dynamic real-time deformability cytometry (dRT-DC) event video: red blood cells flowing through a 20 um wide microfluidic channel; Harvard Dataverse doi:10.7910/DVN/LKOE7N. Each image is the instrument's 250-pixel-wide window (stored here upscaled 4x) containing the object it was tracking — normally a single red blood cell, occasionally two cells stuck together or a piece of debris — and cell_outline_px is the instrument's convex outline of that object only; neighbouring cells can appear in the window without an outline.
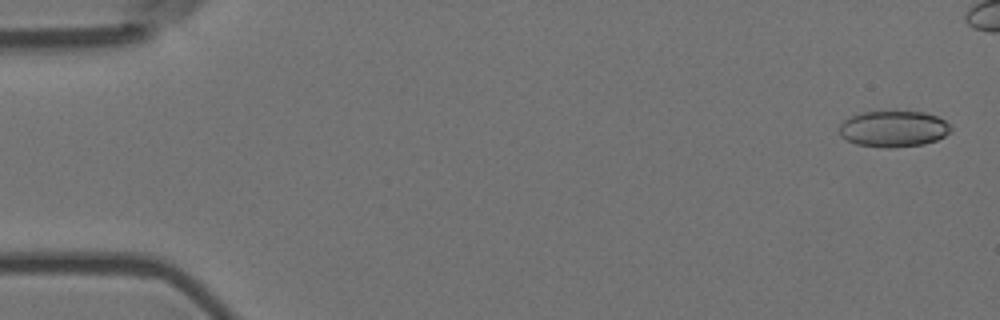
{"species": "Egyptian fruit bat (a non-hibernating species)", "species_latin": "Rousettus aegyptiacus", "temperature_condition": "room temperature", "stored_images_in_passage": 49, "camera_frame_rate_fps": 3000, "um_per_image_px": 0.085, "animal": {"sex": "female"}, "frame": {"image": 1, "passage_image": 2, "time_ms": 0.333, "image_size_px": [1000, 320], "cell_outline_px": [[952, 128], [944, 136], [936, 140], [924, 144], [888, 148], [884, 148], [856, 144], [840, 136], [840, 124], [844, 120], [852, 116], [864, 112], [924, 112], [936, 116], [944, 120]], "centroid_in_image_um": [75.94, 10.96], "position_along_channel_um": 9.1, "area_um2": 23.24}}
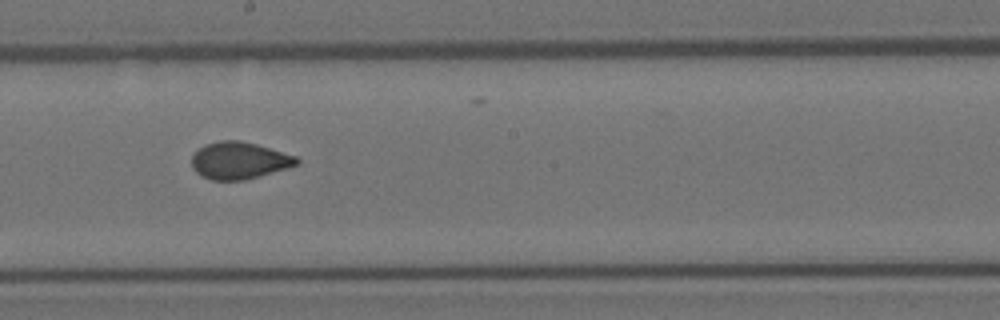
{"frame": {"image": 2, "passage_image": 31, "time_ms": 10.0, "image_size_px": [1000, 320], "cell_outline_px": [[300, 160], [296, 164], [284, 168], [244, 180], [212, 180], [200, 176], [192, 168], [192, 156], [204, 144], [220, 140], [240, 140], [256, 144], [296, 156]], "centroid_in_image_um": [20.27, 13.63], "position_along_channel_um": 227.9, "area_um2": 22.37}}
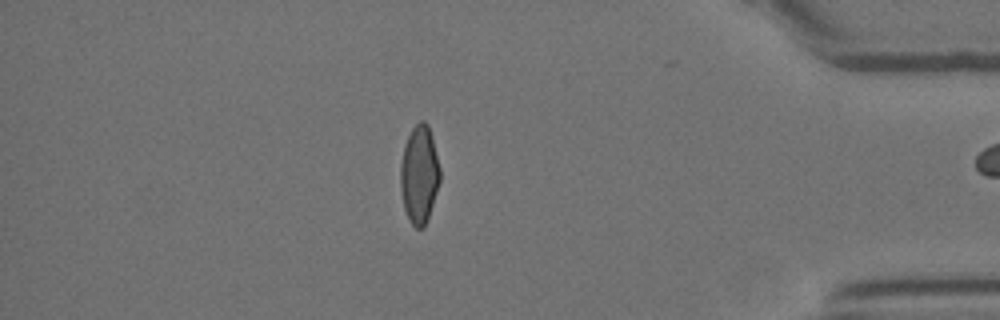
{"frame": {"image": 3, "passage_image": 48, "time_ms": 15.667, "image_size_px": [1000, 320], "cell_outline_px": [[440, 180], [424, 228], [416, 228], [412, 224], [404, 208], [400, 188], [400, 164], [404, 144], [412, 128], [420, 120], [424, 120], [428, 124], [432, 136], [440, 168]], "centroid_in_image_um": [35.63, 14.79], "position_along_channel_um": 399.6, "area_um2": 22.48}}